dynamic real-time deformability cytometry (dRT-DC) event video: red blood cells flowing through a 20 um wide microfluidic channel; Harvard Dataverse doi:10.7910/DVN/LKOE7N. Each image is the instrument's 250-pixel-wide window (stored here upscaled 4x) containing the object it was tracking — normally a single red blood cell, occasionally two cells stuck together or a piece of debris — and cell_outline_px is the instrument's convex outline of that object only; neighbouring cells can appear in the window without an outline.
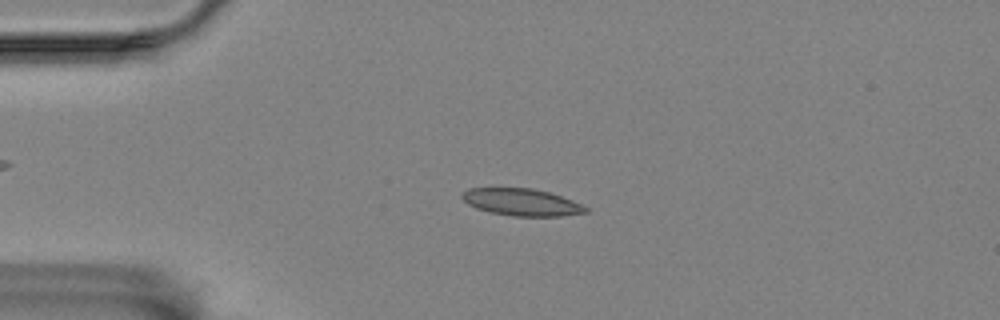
{"species": "Egyptian fruit bat (a non-hibernating species)", "species_latin": "Rousettus aegyptiacus", "temperature_condition": "room temperature", "stored_images_in_passage": 18, "camera_frame_rate_fps": 3000, "um_per_image_px": 0.085, "animal": {"sex": "female"}, "frame": {"image": 1, "passage_image": 12, "time_ms": 3.667, "image_size_px": [1000, 320], "cell_outline_px": [[588, 212], [560, 216], [512, 216], [488, 212], [476, 208], [468, 204], [460, 196], [468, 188], [532, 188], [548, 192], [572, 200], [588, 208]], "centroid_in_image_um": [44.31, 17.19], "position_along_channel_um": 40.7, "area_um2": 19.42}}
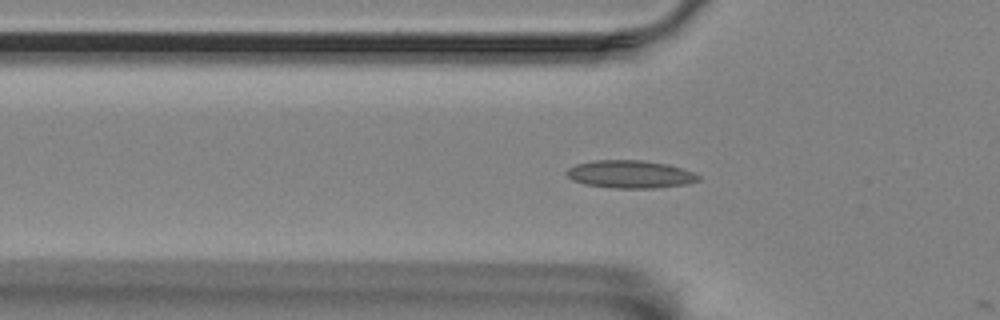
{"frame": {"image": 2, "passage_image": 17, "time_ms": 5.333, "image_size_px": [1000, 320], "cell_outline_px": [[700, 180], [684, 184], [656, 188], [612, 188], [584, 184], [572, 180], [564, 172], [568, 168], [576, 164], [592, 160], [640, 160], [668, 164], [692, 172], [700, 176]], "centroid_in_image_um": [53.52, 14.81], "position_along_channel_um": 72.3, "area_um2": 21.33}}